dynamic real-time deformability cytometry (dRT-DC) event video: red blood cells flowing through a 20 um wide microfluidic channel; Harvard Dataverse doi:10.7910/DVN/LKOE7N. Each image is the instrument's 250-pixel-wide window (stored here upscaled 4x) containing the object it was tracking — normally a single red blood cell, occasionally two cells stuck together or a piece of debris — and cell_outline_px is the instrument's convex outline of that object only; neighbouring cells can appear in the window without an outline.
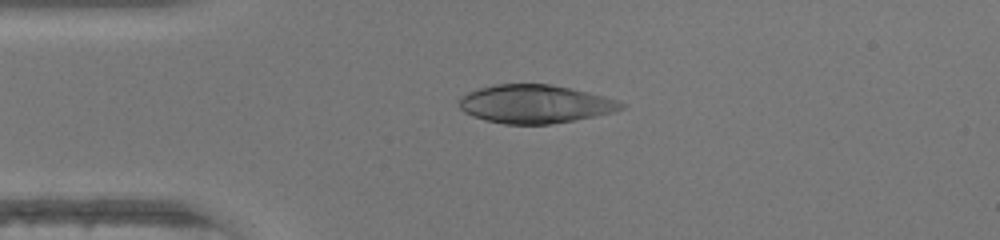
{"species": "human", "species_latin": "Homo sapiens", "temperature_condition": "warm", "stored_images_in_passage": 46, "camera_frame_rate_fps": 3000, "um_per_image_px": 0.085, "donor": {"sex": "female"}, "frame": {"image": 1, "passage_image": 11, "time_ms": 3.333, "image_size_px": [1000, 240], "cell_outline_px": [[628, 104], [624, 108], [612, 112], [596, 116], [548, 124], [504, 124], [484, 120], [472, 116], [464, 112], [460, 108], [460, 96], [468, 92], [480, 88], [496, 84], [552, 84], [588, 92], [604, 96]], "centroid_in_image_um": [45.48, 8.84], "position_along_channel_um": 39.5, "area_um2": 36.18}}
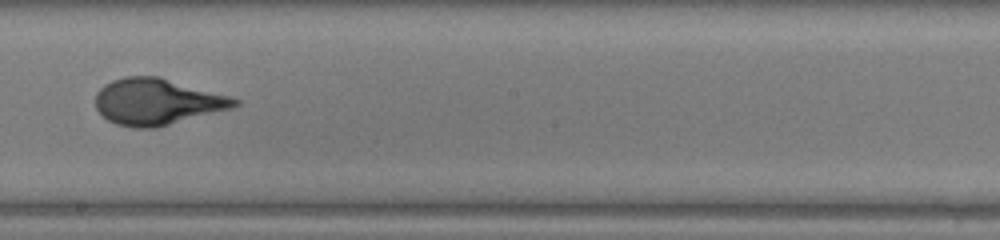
{"frame": {"image": 2, "passage_image": 26, "time_ms": 8.333, "image_size_px": [1000, 240], "cell_outline_px": [[240, 104], [232, 108], [156, 128], [136, 128], [116, 124], [108, 120], [96, 108], [96, 92], [104, 84], [112, 80], [124, 76], [156, 76], [228, 96], [240, 100]], "centroid_in_image_um": [13.32, 8.65], "position_along_channel_um": 234.9, "area_um2": 37.17}}
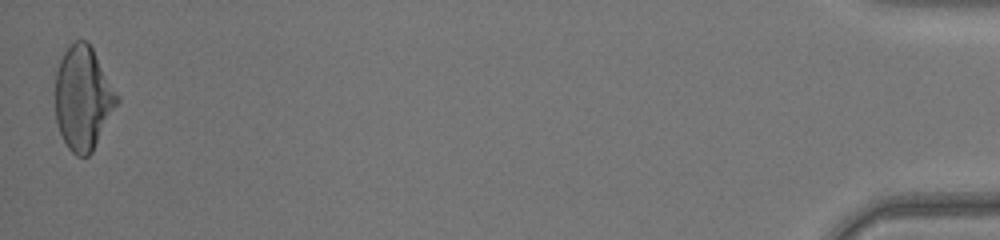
{"frame": {"image": 3, "passage_image": 46, "time_ms": 15.0, "image_size_px": [1000, 240], "cell_outline_px": [[120, 100], [92, 152], [88, 156], [76, 156], [68, 148], [60, 132], [56, 120], [56, 72], [60, 60], [64, 52], [72, 40], [88, 40], [120, 96]], "centroid_in_image_um": [7.08, 8.31], "position_along_channel_um": 428.1, "area_um2": 37.45}, "authors_computed_cell_mechanics": {"area_um2": 37.1365, "velocity_mm_per_s": 4.4371, "shape_relaxation_time_tau1_ms": 4.6498, "shape_relaxation_time_tau2_ms": null, "deformation_change_tau1": 0.2727, "deformation_change_tau2": null}}